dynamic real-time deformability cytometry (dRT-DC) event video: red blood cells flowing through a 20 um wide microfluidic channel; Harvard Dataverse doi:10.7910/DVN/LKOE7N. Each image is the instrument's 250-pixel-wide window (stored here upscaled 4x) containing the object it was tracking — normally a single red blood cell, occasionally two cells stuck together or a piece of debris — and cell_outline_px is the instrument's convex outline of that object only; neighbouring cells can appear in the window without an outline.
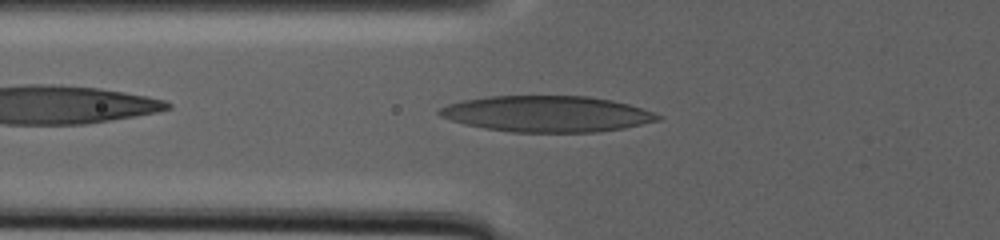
{"species": "human", "species_latin": "Homo sapiens", "temperature_condition": "warm", "stored_images_in_passage": 37, "camera_frame_rate_fps": 3000, "um_per_image_px": 0.085, "donor": {"sex": "male"}, "frame": {"image": 1, "passage_image": 3, "time_ms": 0.667, "image_size_px": [1000, 240], "cell_outline_px": [[664, 116], [660, 120], [624, 128], [596, 132], [512, 132], [484, 128], [464, 124], [440, 116], [436, 112], [440, 108], [448, 104], [464, 100], [488, 96], [588, 96], [612, 100], [628, 104]], "centroid_in_image_um": [46.49, 9.68], "position_along_channel_um": 79.3, "area_um2": 45.84}}
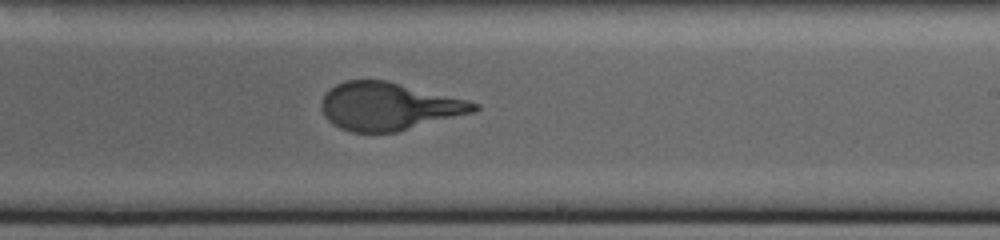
{"frame": {"image": 2, "passage_image": 15, "time_ms": 4.667, "image_size_px": [1000, 240], "cell_outline_px": [[480, 108], [472, 112], [396, 132], [352, 132], [340, 128], [332, 124], [324, 116], [320, 108], [320, 104], [324, 96], [336, 84], [344, 80], [388, 80], [480, 104]], "centroid_in_image_um": [32.98, 9.04], "position_along_channel_um": 256.0, "area_um2": 42.02}}
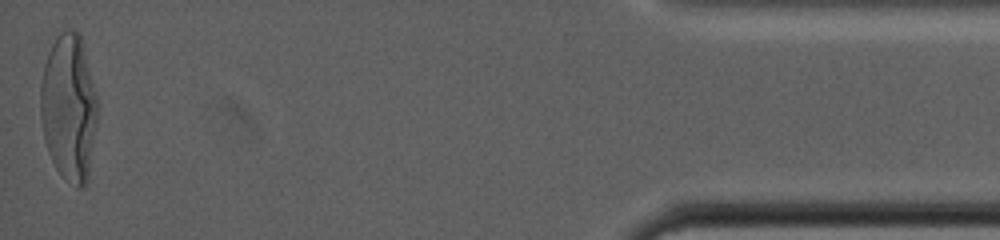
{"frame": {"image": 3, "passage_image": 37, "time_ms": 12.0, "image_size_px": [1000, 240], "cell_outline_px": [[96, 124], [88, 180], [80, 188], [76, 188], [56, 168], [48, 152], [44, 136], [40, 116], [40, 84], [44, 64], [48, 52], [56, 36], [64, 28], [72, 28], [80, 32], [96, 96]], "centroid_in_image_um": [5.83, 9.09], "position_along_channel_um": 429.4, "area_um2": 48.67}, "authors_computed_cell_mechanics": {"area_um2": 43.4656, "velocity_mm_per_s": 4.7014, "shape_relaxation_time_tau1_ms": 3.6891, "shape_relaxation_time_tau2_ms": null, "deformation_change_tau1": 0.2789, "deformation_change_tau2": null}}